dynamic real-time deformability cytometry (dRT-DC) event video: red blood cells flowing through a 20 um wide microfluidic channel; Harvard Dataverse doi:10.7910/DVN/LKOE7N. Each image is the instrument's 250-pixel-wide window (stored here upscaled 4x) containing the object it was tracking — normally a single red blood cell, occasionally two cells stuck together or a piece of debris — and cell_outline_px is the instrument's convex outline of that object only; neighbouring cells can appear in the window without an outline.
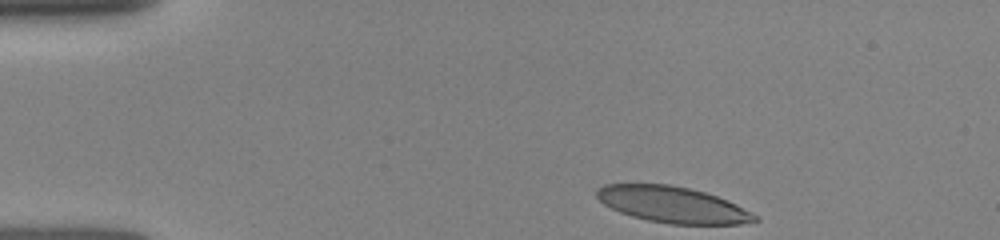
{"species": "human", "species_latin": "Homo sapiens", "temperature_condition": "room temperature", "stored_images_in_passage": 8, "camera_frame_rate_fps": 3000, "um_per_image_px": 0.085, "donor": {"sex": "female"}, "frame": {"image": 1, "passage_image": 1, "time_ms": 0.0, "image_size_px": [1000, 240], "cell_outline_px": [[760, 220], [740, 224], [668, 224], [648, 220], [632, 216], [620, 212], [604, 204], [596, 196], [596, 188], [604, 184], [668, 184], [688, 188], [704, 192], [728, 200], [736, 204], [756, 216]], "centroid_in_image_um": [57.14, 17.39], "position_along_channel_um": 27.9, "area_um2": 33.06}}
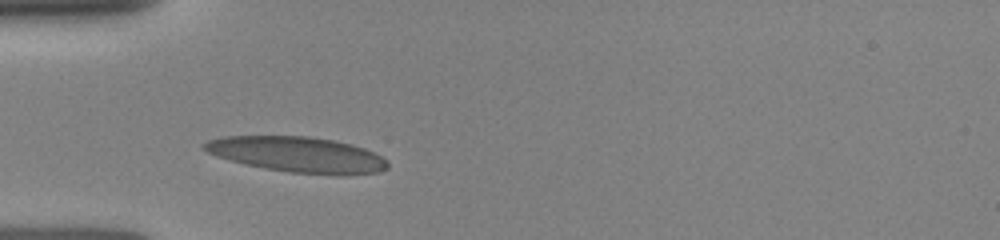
{"frame": {"image": 2, "passage_image": 6, "time_ms": 2.333, "image_size_px": [1000, 240], "cell_outline_px": [[388, 168], [380, 172], [336, 176], [288, 172], [264, 168], [244, 164], [216, 156], [200, 148], [200, 144], [208, 140], [224, 136], [308, 136], [332, 140], [352, 144], [364, 148], [388, 160]], "centroid_in_image_um": [25.27, 13.14], "position_along_channel_um": 59.7, "area_um2": 38.38}}